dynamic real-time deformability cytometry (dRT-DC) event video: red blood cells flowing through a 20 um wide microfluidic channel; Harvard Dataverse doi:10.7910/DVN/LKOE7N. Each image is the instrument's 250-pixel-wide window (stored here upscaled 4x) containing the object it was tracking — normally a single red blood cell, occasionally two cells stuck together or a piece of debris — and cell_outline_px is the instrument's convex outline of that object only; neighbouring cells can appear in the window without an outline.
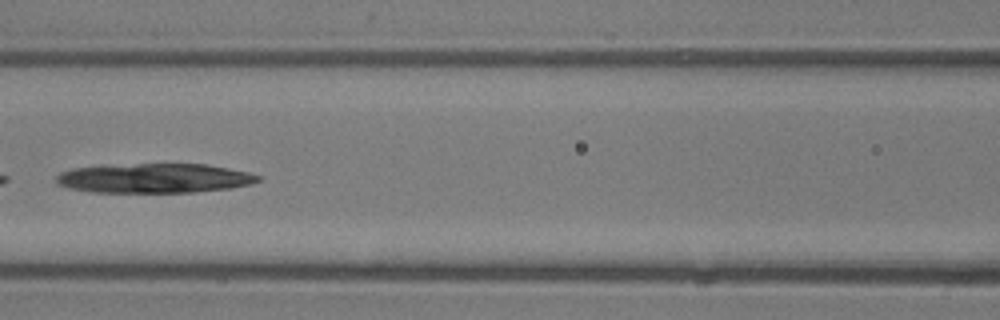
{"species": "common noctule bat (a hibernating species)", "species_latin": "Nyctalus noctula", "temperature_condition": "room temperature", "stored_images_in_passage": 45, "camera_frame_rate_fps": 3000, "um_per_image_px": 0.085, "animal": {"sex": "male", "body_mass_g": 13.3}, "frame": {"image": 1, "passage_image": 20, "time_ms": 6.333, "image_size_px": [1000, 320], "cell_outline_px": [[260, 180], [252, 184], [232, 188], [196, 192], [92, 192], [68, 188], [56, 184], [56, 176], [60, 172], [72, 168], [136, 164], [208, 164], [248, 172], [260, 176]], "centroid_in_image_um": [13.14, 15.15], "position_along_channel_um": 153.5, "area_um2": 34.68}}